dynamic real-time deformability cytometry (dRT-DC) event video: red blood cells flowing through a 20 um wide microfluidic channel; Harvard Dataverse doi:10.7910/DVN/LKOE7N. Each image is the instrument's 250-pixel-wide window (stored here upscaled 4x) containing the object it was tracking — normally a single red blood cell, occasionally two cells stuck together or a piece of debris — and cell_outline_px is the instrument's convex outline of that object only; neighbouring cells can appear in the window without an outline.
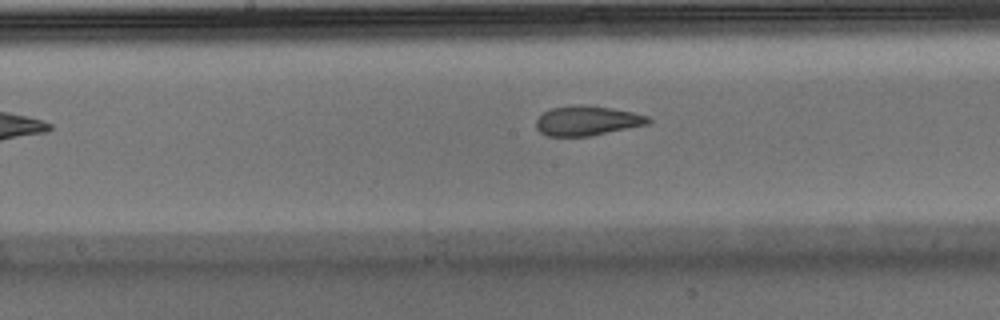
{"species": "Egyptian fruit bat (a non-hibernating species)", "species_latin": "Rousettus aegyptiacus", "temperature_condition": "warm", "stored_images_in_passage": 8, "camera_frame_rate_fps": 3000, "um_per_image_px": 0.085, "animal": {"sex": "male"}, "frame": {"image": 1, "passage_image": 7, "time_ms": 2.0, "image_size_px": [1000, 320], "cell_outline_px": [[652, 120], [648, 124], [588, 136], [548, 136], [540, 132], [536, 128], [536, 120], [544, 112], [552, 108], [572, 104], [580, 104], [612, 108], [632, 112], [648, 116]], "centroid_in_image_um": [49.89, 10.25], "position_along_channel_um": 198.3, "area_um2": 19.31}}
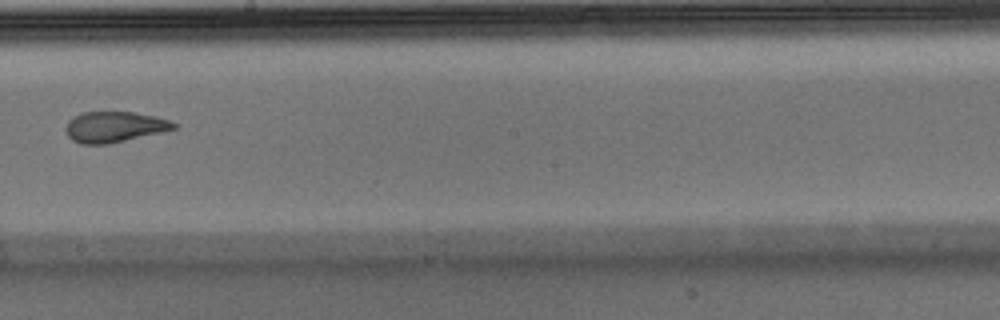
{"frame": {"image": 2, "passage_image": 8, "time_ms": 2.333, "image_size_px": [1000, 320], "cell_outline_px": [[180, 124], [176, 128], [160, 132], [108, 144], [80, 144], [72, 140], [68, 136], [64, 128], [68, 120], [84, 112], [132, 112], [152, 116], [168, 120]], "centroid_in_image_um": [9.69, 10.79], "position_along_channel_um": 238.5, "area_um2": 19.13}}